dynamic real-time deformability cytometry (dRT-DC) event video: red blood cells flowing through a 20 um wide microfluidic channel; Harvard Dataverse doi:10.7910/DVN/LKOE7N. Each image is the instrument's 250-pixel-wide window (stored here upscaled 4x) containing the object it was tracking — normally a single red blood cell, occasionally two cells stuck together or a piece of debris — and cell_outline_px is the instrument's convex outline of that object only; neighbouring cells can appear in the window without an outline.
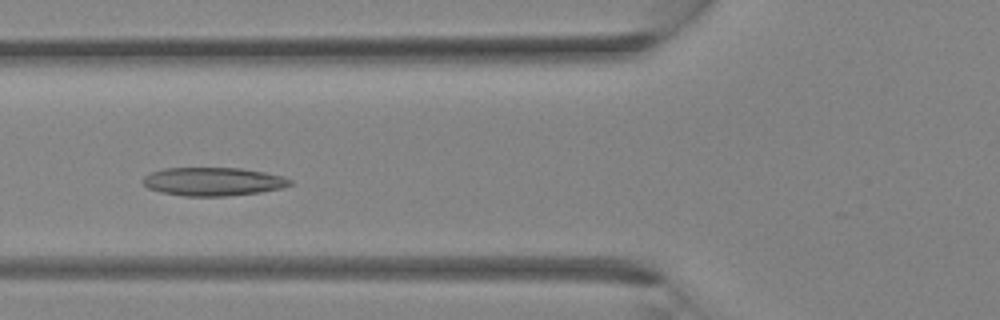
{"species": "Egyptian fruit bat (a non-hibernating species)", "species_latin": "Rousettus aegyptiacus", "temperature_condition": "room temperature", "stored_images_in_passage": 32, "camera_frame_rate_fps": 3000, "um_per_image_px": 0.085, "animal": {"sex": "female"}, "frame": {"image": 1, "passage_image": 11, "time_ms": 3.333, "image_size_px": [1000, 320], "cell_outline_px": [[292, 184], [284, 188], [260, 192], [228, 196], [184, 196], [160, 192], [148, 188], [144, 184], [144, 176], [152, 172], [164, 168], [240, 168], [264, 172], [284, 176], [292, 180]], "centroid_in_image_um": [18.15, 15.44], "position_along_channel_um": 107.6, "area_um2": 24.39}}
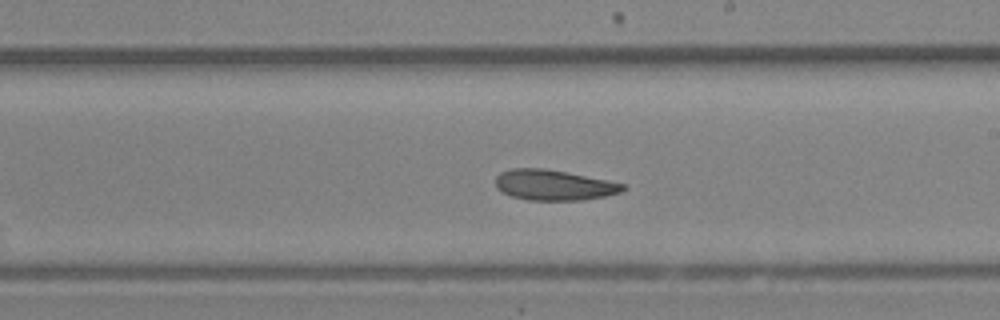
{"frame": {"image": 2, "passage_image": 18, "time_ms": 5.667, "image_size_px": [1000, 320], "cell_outline_px": [[628, 188], [624, 192], [584, 200], [528, 200], [512, 196], [500, 192], [496, 188], [496, 176], [500, 172], [512, 168], [544, 168], [608, 180], [628, 184]], "centroid_in_image_um": [47.11, 15.73], "position_along_channel_um": 241.9, "area_um2": 22.89}}
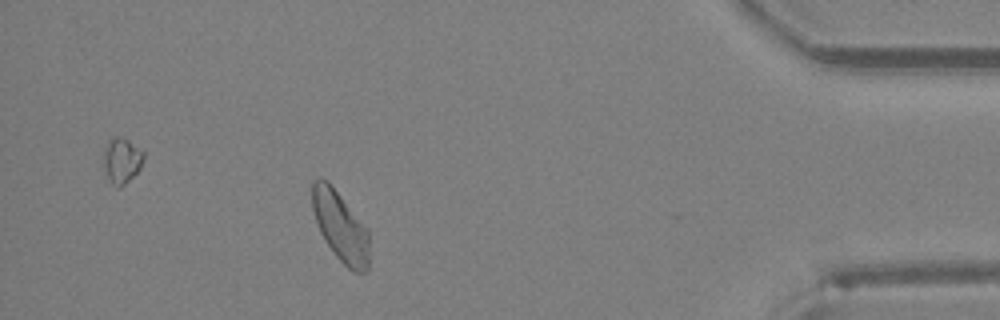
{"frame": {"image": 3, "passage_image": 29, "time_ms": 9.333, "image_size_px": [1000, 320], "cell_outline_px": [[368, 268], [364, 272], [352, 272], [336, 256], [324, 240], [320, 232], [312, 208], [312, 180], [320, 176], [328, 180], [368, 232]], "centroid_in_image_um": [28.89, 19.23], "position_along_channel_um": 406.3, "area_um2": 22.83}}